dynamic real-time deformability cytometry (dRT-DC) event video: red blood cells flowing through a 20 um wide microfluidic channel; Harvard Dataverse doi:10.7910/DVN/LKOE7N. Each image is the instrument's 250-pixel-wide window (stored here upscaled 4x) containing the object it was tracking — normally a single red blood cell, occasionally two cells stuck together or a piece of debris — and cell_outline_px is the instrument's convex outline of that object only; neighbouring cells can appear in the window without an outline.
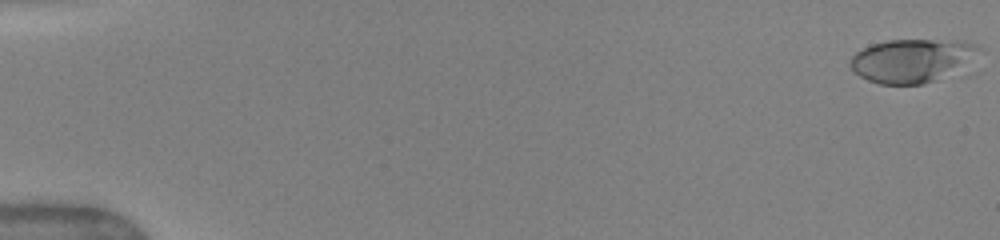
{"species": "human", "species_latin": "Homo sapiens", "temperature_condition": "warm", "stored_images_in_passage": 46, "camera_frame_rate_fps": 3000, "um_per_image_px": 0.085, "donor": {"sex": "female"}, "frame": {"image": 1, "passage_image": 1, "time_ms": 0.0, "image_size_px": [1000, 240], "cell_outline_px": [[984, 52], [936, 80], [924, 84], [880, 84], [868, 80], [860, 76], [848, 64], [852, 56], [856, 52], [872, 44], [888, 40], [964, 40], [976, 44], [984, 48]], "centroid_in_image_um": [77.53, 5.12], "position_along_channel_um": 7.5, "area_um2": 32.43}}
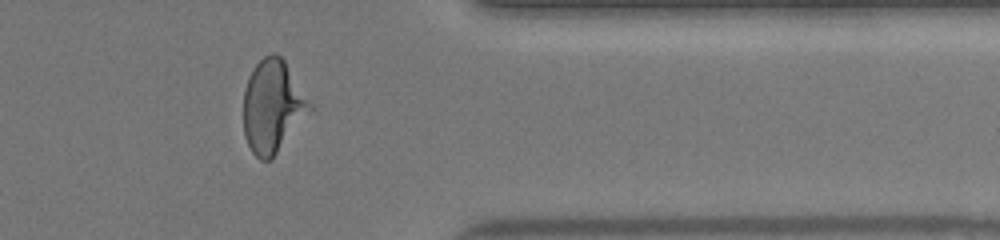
{"frame": {"image": 2, "passage_image": 41, "time_ms": 14.0, "image_size_px": [1000, 240], "cell_outline_px": [[316, 108], [272, 160], [260, 160], [252, 152], [244, 136], [244, 92], [248, 76], [252, 68], [264, 56], [272, 52], [280, 56], [284, 60]], "centroid_in_image_um": [23.23, 9.07], "position_along_channel_um": 388.2, "area_um2": 36.59}}
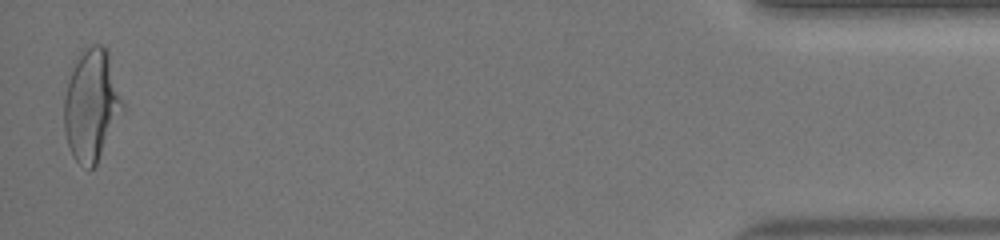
{"frame": {"image": 3, "passage_image": 46, "time_ms": 16.667, "image_size_px": [1000, 240], "cell_outline_px": [[124, 108], [96, 164], [92, 168], [88, 168], [80, 164], [72, 156], [64, 132], [64, 96], [68, 80], [80, 52], [84, 48], [92, 44], [100, 44], [108, 48], [124, 104]], "centroid_in_image_um": [7.78, 8.89], "position_along_channel_um": 427.4, "area_um2": 37.97}, "authors_computed_cell_mechanics": {"area_um2": 33.5818, "velocity_mm_per_s": 4.003, "shape_relaxation_time_tau1_ms": 5.5346, "shape_relaxation_time_tau2_ms": null, "deformation_change_tau1": 0.2064, "deformation_change_tau2": null}}